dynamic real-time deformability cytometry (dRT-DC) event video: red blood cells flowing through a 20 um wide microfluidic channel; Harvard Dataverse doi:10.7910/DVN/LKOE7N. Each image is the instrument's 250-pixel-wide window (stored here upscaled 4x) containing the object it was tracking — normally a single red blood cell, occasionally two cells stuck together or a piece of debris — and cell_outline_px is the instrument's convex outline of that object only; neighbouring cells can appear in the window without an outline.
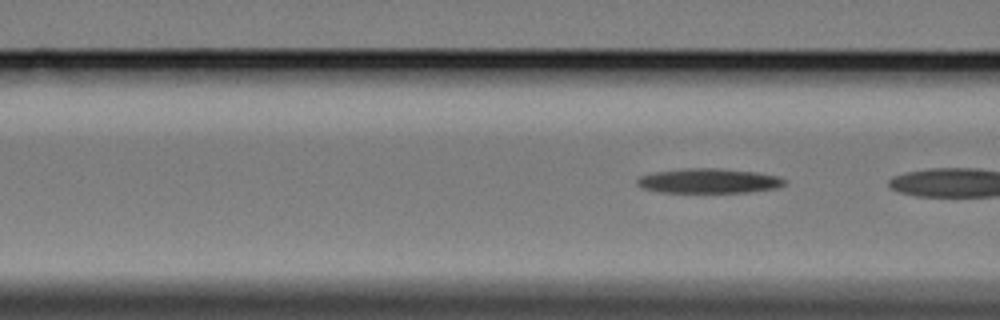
{"species": "Egyptian fruit bat (a non-hibernating species)", "species_latin": "Rousettus aegyptiacus", "temperature_condition": "cold", "stored_images_in_passage": 7, "segment_of_instrument_passage": [2, 2], "camera_frame_rate_fps": 3000, "um_per_image_px": 0.085, "animal": {"sex": "female"}, "frame": {"image": 1, "passage_image": 7, "time_ms": 7.0, "image_size_px": [1000, 320], "cell_outline_px": [[788, 180], [784, 184], [776, 188], [748, 192], [660, 192], [644, 188], [636, 184], [636, 180], [640, 176], [656, 172], [680, 168], [720, 168], [756, 172], [780, 176]], "centroid_in_image_um": [60.27, 15.36], "position_along_channel_um": 106.3, "area_um2": 21.27}}